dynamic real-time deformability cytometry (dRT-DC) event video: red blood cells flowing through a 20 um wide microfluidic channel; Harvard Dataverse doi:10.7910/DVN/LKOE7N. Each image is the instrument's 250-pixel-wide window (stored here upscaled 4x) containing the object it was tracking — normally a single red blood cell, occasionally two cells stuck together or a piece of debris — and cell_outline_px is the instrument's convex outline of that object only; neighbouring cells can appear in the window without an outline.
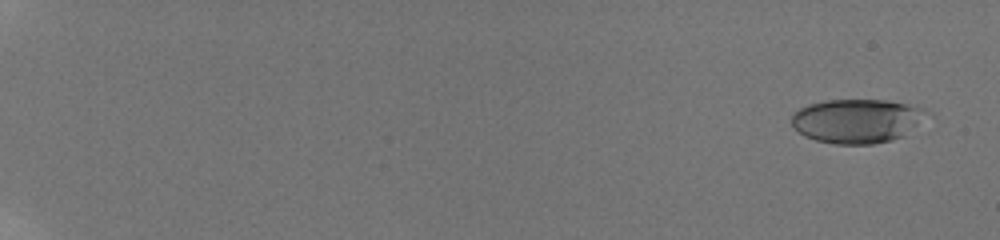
{"species": "human", "species_latin": "Homo sapiens", "temperature_condition": "room temperature", "stored_images_in_passage": 18, "camera_frame_rate_fps": 3000, "um_per_image_px": 0.085, "donor": {"sex": "male"}, "frame": {"image": 1, "passage_image": 2, "time_ms": 0.667, "image_size_px": [1000, 240], "cell_outline_px": [[932, 116], [904, 136], [892, 140], [872, 144], [836, 144], [816, 140], [804, 136], [792, 124], [792, 116], [800, 108], [808, 104], [824, 100], [884, 100], [924, 108]], "centroid_in_image_um": [72.91, 10.28], "position_along_channel_um": 12.1, "area_um2": 34.91}}
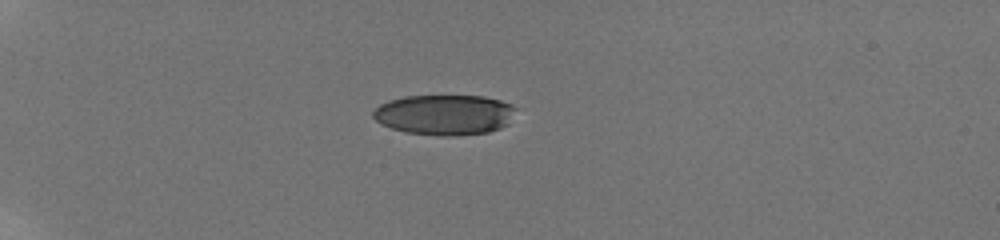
{"frame": {"image": 2, "passage_image": 13, "time_ms": 6.0, "image_size_px": [1000, 240], "cell_outline_px": [[520, 108], [508, 124], [500, 128], [488, 132], [456, 136], [436, 136], [404, 132], [380, 124], [372, 116], [372, 112], [380, 104], [388, 100], [404, 96], [484, 96], [500, 100], [512, 104]], "centroid_in_image_um": [37.82, 9.75], "position_along_channel_um": 47.2, "area_um2": 34.1}}